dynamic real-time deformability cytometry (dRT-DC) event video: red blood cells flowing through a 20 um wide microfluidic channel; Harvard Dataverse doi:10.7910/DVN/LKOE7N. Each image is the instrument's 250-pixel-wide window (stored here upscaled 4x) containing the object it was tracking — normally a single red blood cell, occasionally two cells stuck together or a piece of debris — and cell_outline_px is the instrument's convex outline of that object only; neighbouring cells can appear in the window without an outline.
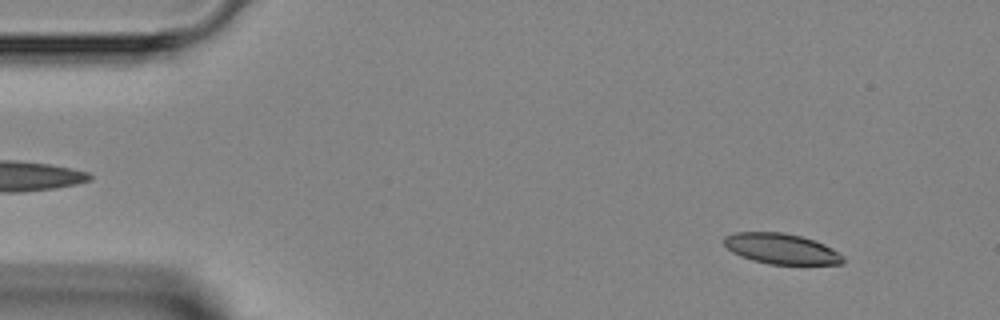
{"species": "Egyptian fruit bat (a non-hibernating species)", "species_latin": "Rousettus aegyptiacus", "temperature_condition": "room temperature", "stored_images_in_passage": 12, "camera_frame_rate_fps": 3000, "um_per_image_px": 0.085, "animal": {"sex": "female"}, "frame": {"image": 1, "passage_image": 4, "time_ms": 1.0, "image_size_px": [1000, 320], "cell_outline_px": [[844, 264], [768, 264], [752, 260], [740, 256], [732, 252], [720, 240], [724, 236], [736, 232], [784, 232], [800, 236], [824, 244], [832, 248], [844, 256]], "centroid_in_image_um": [66.38, 21.14], "position_along_channel_um": 18.6, "area_um2": 21.27}}
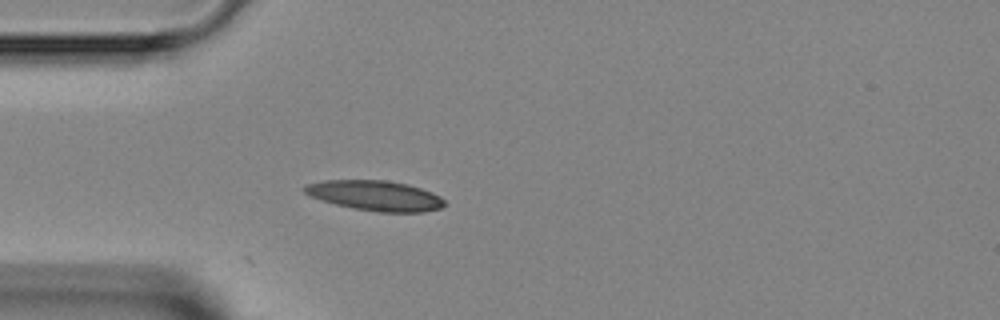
{"frame": {"image": 2, "passage_image": 12, "time_ms": 3.667, "image_size_px": [1000, 320], "cell_outline_px": [[448, 204], [440, 208], [424, 212], [380, 212], [352, 208], [320, 200], [308, 196], [300, 188], [308, 184], [324, 180], [384, 180], [408, 184], [432, 192], [440, 196]], "centroid_in_image_um": [31.88, 16.63], "position_along_channel_um": 53.1, "area_um2": 24.74}}